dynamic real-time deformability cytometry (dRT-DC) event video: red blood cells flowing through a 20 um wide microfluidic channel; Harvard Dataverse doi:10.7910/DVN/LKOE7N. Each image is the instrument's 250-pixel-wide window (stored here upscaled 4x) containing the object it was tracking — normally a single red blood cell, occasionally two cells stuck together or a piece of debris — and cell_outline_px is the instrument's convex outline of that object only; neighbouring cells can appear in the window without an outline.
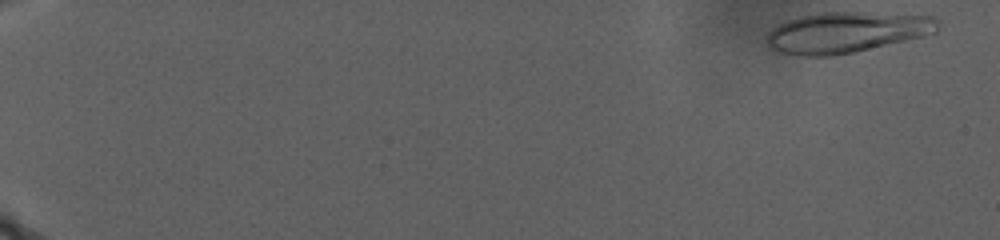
{"species": "human", "species_latin": "Homo sapiens", "temperature_condition": "warm", "stored_images_in_passage": 69, "camera_frame_rate_fps": 3000, "um_per_image_px": 0.085, "donor": {"sex": "male"}, "frame": {"image": 1, "passage_image": 2, "time_ms": 0.667, "image_size_px": [1000, 240], "cell_outline_px": [[940, 24], [936, 32], [924, 36], [852, 52], [828, 56], [800, 56], [776, 52], [768, 44], [768, 32], [772, 28], [788, 20], [800, 16], [820, 12], [864, 12], [936, 16], [940, 20]], "centroid_in_image_um": [71.98, 2.73], "position_along_channel_um": 13.0, "area_um2": 40.63}}
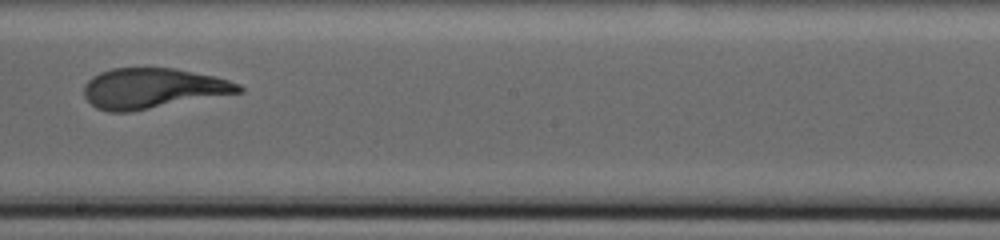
{"frame": {"image": 2, "passage_image": 49, "time_ms": 20.333, "image_size_px": [1000, 240], "cell_outline_px": [[244, 92], [132, 112], [108, 112], [96, 108], [84, 96], [84, 84], [92, 76], [100, 72], [112, 68], [176, 68], [216, 76], [240, 84], [244, 88]], "centroid_in_image_um": [13.01, 7.51], "position_along_channel_um": 235.2, "area_um2": 36.76}}
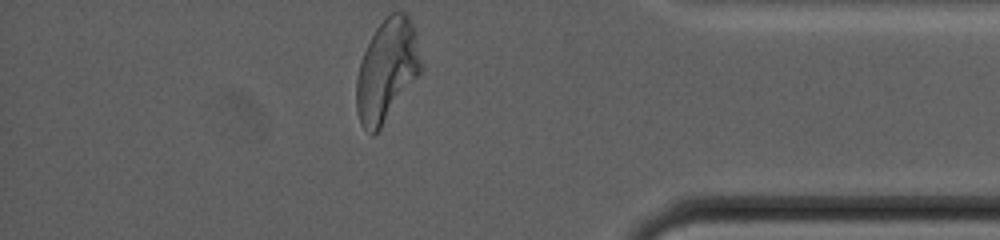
{"frame": {"image": 3, "passage_image": 69, "time_ms": 28.667, "image_size_px": [1000, 240], "cell_outline_px": [[420, 72], [380, 128], [372, 136], [360, 124], [356, 112], [356, 76], [364, 52], [376, 28], [392, 12], [408, 12], [416, 32], [420, 60]], "centroid_in_image_um": [32.86, 5.97], "position_along_channel_um": 402.3, "area_um2": 37.74}}